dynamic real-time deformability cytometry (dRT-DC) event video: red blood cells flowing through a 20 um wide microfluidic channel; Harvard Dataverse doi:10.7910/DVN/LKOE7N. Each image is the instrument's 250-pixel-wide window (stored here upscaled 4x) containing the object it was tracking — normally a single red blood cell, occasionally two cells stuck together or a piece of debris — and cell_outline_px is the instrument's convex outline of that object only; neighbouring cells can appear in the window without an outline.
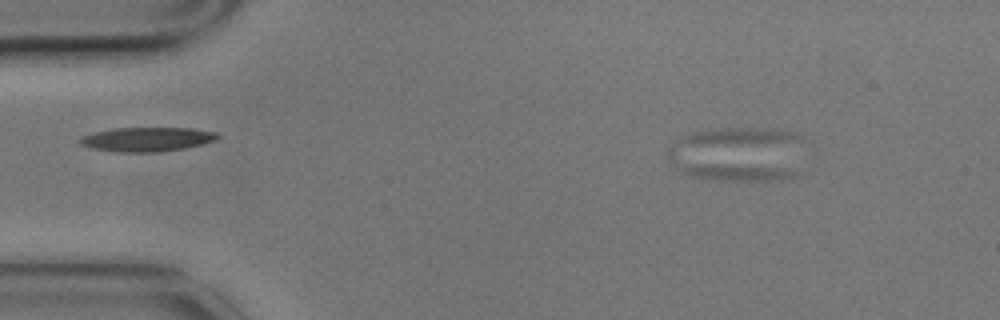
{"species": "common noctule bat (a hibernating species)", "species_latin": "Nyctalus noctula", "temperature_condition": "cold", "stored_images_in_passage": 7, "camera_frame_rate_fps": 3000, "um_per_image_px": 0.085, "animal": {"sex": "male", "body_mass_g": 17.9}, "frame": {"image": 1, "passage_image": 2, "time_ms": 0.333, "image_size_px": [1000, 320], "cell_outline_px": [[804, 172], [800, 176], [780, 180], [716, 180], [692, 176], [680, 172], [676, 168], [668, 156], [668, 152], [672, 148], [784, 168]], "centroid_in_image_um": [61.72, 14.25], "position_along_channel_um": 23.3, "area_um2": 17.46}}